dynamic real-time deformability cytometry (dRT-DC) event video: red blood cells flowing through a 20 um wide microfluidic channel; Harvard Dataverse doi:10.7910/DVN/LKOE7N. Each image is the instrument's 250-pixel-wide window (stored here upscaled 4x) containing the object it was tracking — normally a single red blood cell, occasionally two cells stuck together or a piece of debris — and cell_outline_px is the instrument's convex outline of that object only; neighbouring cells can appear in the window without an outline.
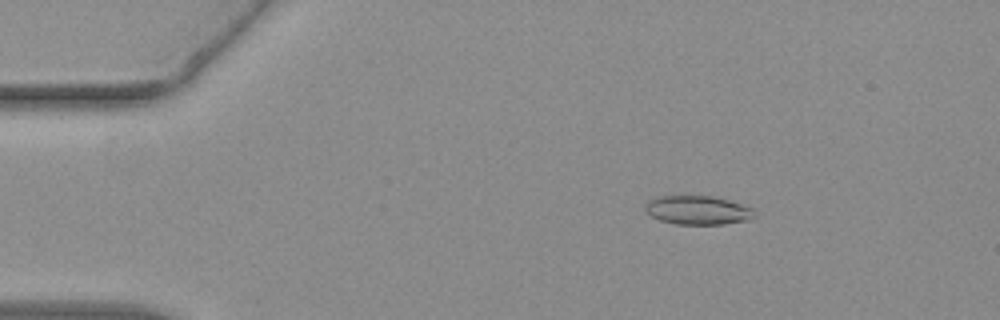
{"species": "common noctule bat (a hibernating species)", "species_latin": "Nyctalus noctula", "temperature_condition": "warm", "stored_images_in_passage": 54, "camera_frame_rate_fps": 3000, "um_per_image_px": 0.085, "animal": {"sex": "female", "body_mass_g": 19.3, "forearm_length_mm": 54.1}, "frame": {"image": 1, "passage_image": 9, "time_ms": 2.667, "image_size_px": [1000, 320], "cell_outline_px": [[756, 216], [752, 220], [724, 224], [676, 224], [660, 220], [652, 216], [644, 208], [648, 200], [660, 196], [712, 196], [728, 200], [752, 208]], "centroid_in_image_um": [59.34, 17.87], "position_along_channel_um": 25.7, "area_um2": 18.32}}
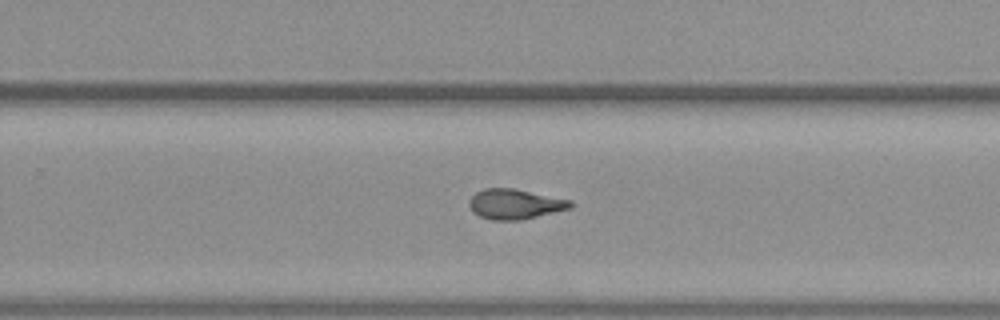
{"frame": {"image": 2, "passage_image": 35, "time_ms": 11.333, "image_size_px": [1000, 320], "cell_outline_px": [[572, 208], [520, 220], [488, 220], [472, 212], [468, 204], [468, 200], [476, 192], [484, 188], [512, 188], [572, 200]], "centroid_in_image_um": [43.74, 17.35], "position_along_channel_um": 286.1, "area_um2": 17.8}}
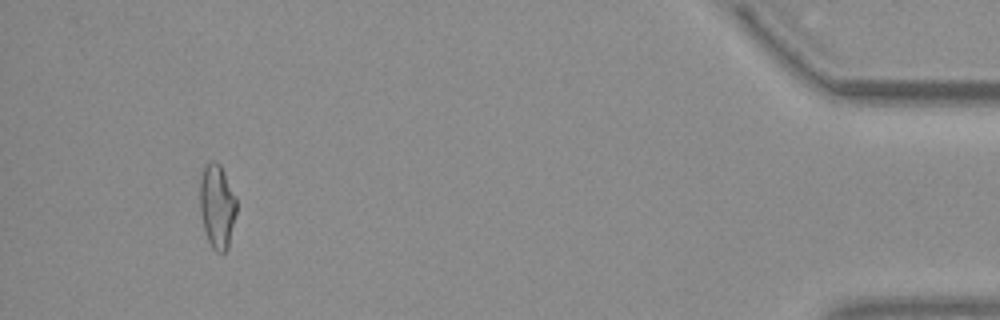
{"frame": {"image": 3, "passage_image": 51, "time_ms": 16.667, "image_size_px": [1000, 320], "cell_outline_px": [[236, 212], [228, 248], [224, 252], [216, 252], [212, 248], [204, 232], [200, 216], [200, 172], [204, 164], [212, 160], [216, 160], [220, 164], [236, 196]], "centroid_in_image_um": [18.43, 17.49], "position_along_channel_um": 416.8, "area_um2": 18.32}, "authors_computed_cell_mechanics": {"area_um2": 18.0914, "velocity_mm_per_s": 3.8193, "shape_relaxation_time_tau1_ms": null, "shape_relaxation_time_tau2_ms": 2.1674, "deformation_change_tau1": null, "deformation_change_tau2": 0.0947}}